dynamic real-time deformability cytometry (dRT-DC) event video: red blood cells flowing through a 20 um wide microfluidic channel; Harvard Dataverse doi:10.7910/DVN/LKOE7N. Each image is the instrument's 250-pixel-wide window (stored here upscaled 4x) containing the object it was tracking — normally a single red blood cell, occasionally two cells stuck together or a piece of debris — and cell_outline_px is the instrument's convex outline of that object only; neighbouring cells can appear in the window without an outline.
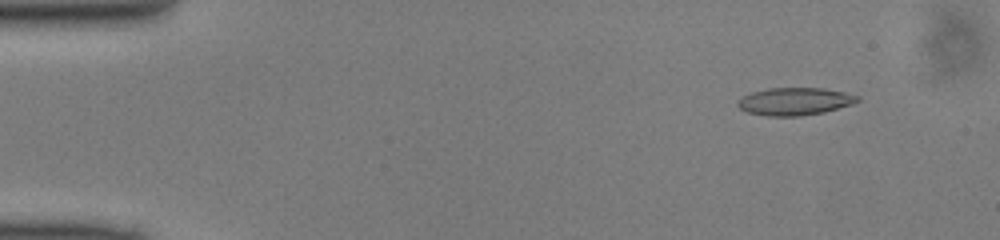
{"species": "common noctule bat (a hibernating species)", "species_latin": "Nyctalus noctula", "temperature_condition": "cold", "stored_images_in_passage": 49, "camera_frame_rate_fps": 3000, "um_per_image_px": 0.085, "animal": {"sex": "male", "body_mass_g": 13.0, "forearm_length_mm": 53.1}, "frame": {"image": 1, "passage_image": 5, "time_ms": 1.333, "image_size_px": [1000, 240], "cell_outline_px": [[860, 100], [852, 104], [824, 112], [800, 116], [764, 116], [748, 112], [740, 108], [736, 104], [744, 96], [752, 92], [768, 88], [824, 88], [844, 92], [860, 96]], "centroid_in_image_um": [67.58, 8.62], "position_along_channel_um": 17.4, "area_um2": 19.19}}
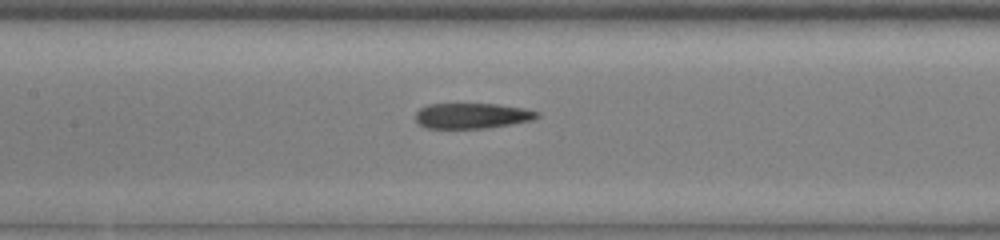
{"frame": {"image": 2, "passage_image": 23, "time_ms": 7.333, "image_size_px": [1000, 240], "cell_outline_px": [[540, 116], [532, 120], [488, 128], [424, 128], [416, 120], [416, 112], [420, 108], [428, 104], [496, 104], [524, 108], [540, 112]], "centroid_in_image_um": [40.13, 9.84], "position_along_channel_um": 167.3, "area_um2": 18.03}}
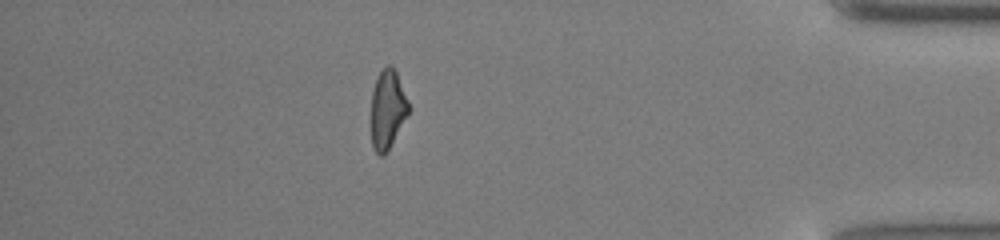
{"frame": {"image": 3, "passage_image": 43, "time_ms": 14.0, "image_size_px": [1000, 240], "cell_outline_px": [[412, 108], [408, 116], [384, 156], [380, 156], [372, 148], [372, 92], [376, 80], [380, 72], [388, 64], [392, 64], [396, 72]], "centroid_in_image_um": [32.98, 9.3], "position_along_channel_um": 402.2, "area_um2": 17.28}}